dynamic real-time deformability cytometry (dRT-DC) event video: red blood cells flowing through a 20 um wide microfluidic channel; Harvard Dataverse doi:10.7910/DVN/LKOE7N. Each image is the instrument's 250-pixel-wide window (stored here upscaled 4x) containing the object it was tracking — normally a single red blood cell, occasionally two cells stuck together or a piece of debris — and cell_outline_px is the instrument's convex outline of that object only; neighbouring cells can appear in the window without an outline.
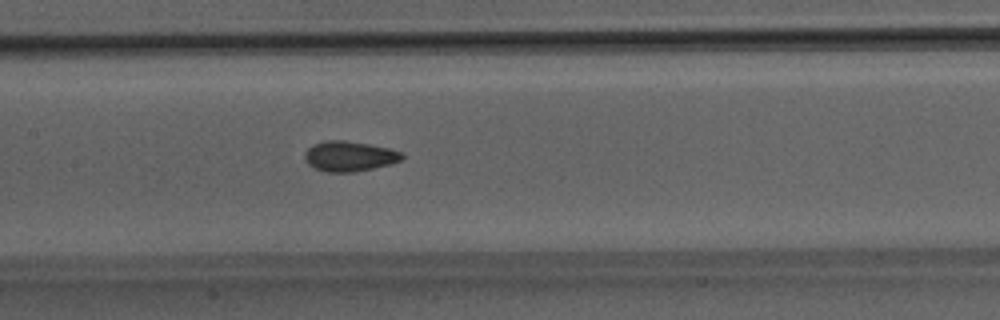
{"species": "Egyptian fruit bat (a non-hibernating species)", "species_latin": "Rousettus aegyptiacus", "temperature_condition": "room temperature", "stored_images_in_passage": 50, "camera_frame_rate_fps": 3000, "um_per_image_px": 0.085, "animal": {"sex": "male"}, "frame": {"image": 1, "passage_image": 24, "time_ms": 7.667, "image_size_px": [1000, 320], "cell_outline_px": [[404, 160], [372, 168], [352, 172], [328, 172], [316, 168], [308, 164], [304, 156], [304, 152], [312, 144], [328, 140], [344, 140], [368, 144], [388, 148], [400, 152], [404, 156]], "centroid_in_image_um": [29.68, 13.27], "position_along_channel_um": 177.7, "area_um2": 16.94}}
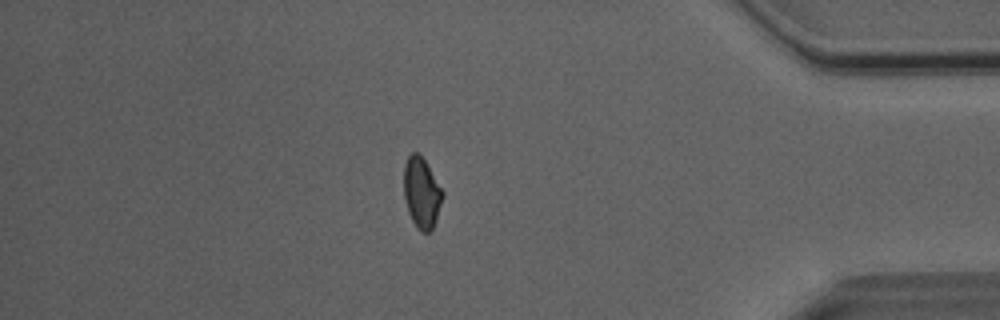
{"frame": {"image": 2, "passage_image": 43, "time_ms": 14.0, "image_size_px": [1000, 320], "cell_outline_px": [[444, 196], [436, 220], [432, 228], [428, 232], [420, 232], [416, 228], [408, 212], [404, 196], [404, 164], [408, 156], [412, 152], [420, 152], [444, 192]], "centroid_in_image_um": [35.84, 16.37], "position_along_channel_um": 399.4, "area_um2": 16.13}}
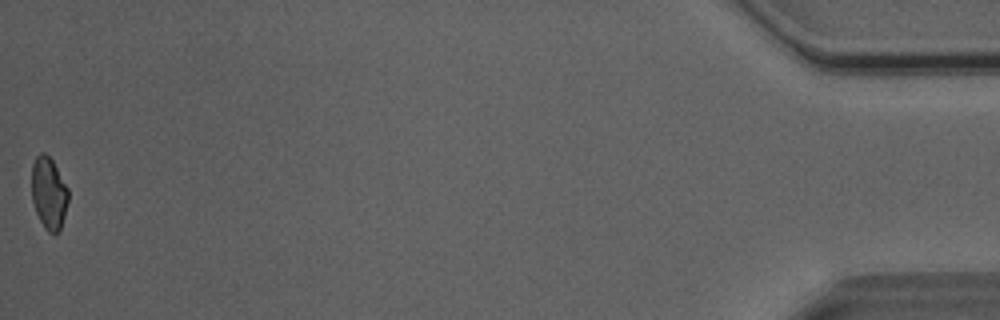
{"frame": {"image": 3, "passage_image": 50, "time_ms": 16.333, "image_size_px": [1000, 320], "cell_outline_px": [[68, 200], [60, 232], [56, 236], [48, 232], [44, 228], [36, 212], [32, 200], [32, 164], [36, 156], [40, 152], [44, 152], [52, 160], [68, 188]], "centroid_in_image_um": [4.15, 16.45], "position_along_channel_um": 431.1, "area_um2": 15.49}, "authors_computed_cell_mechanics": {"area_um2": 16.7042, "velocity_mm_per_s": 4.0628, "shape_relaxation_time_tau1_ms": 8.0076, "shape_relaxation_time_tau2_ms": 1.5238, "deformation_change_tau1": 0.1186, "deformation_change_tau2": 0.0518}}